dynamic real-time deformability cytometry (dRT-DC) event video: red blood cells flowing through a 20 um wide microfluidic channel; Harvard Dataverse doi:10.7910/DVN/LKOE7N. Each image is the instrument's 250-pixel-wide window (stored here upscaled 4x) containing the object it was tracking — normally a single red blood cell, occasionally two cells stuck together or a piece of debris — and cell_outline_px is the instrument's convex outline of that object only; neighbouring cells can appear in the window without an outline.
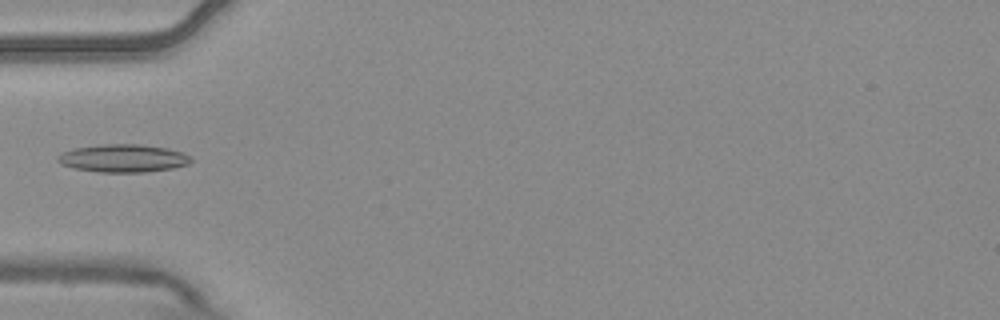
{"species": "common noctule bat (a hibernating species)", "species_latin": "Nyctalus noctula", "temperature_condition": "warm", "stored_images_in_passage": 2, "camera_frame_rate_fps": 3000, "um_per_image_px": 0.085, "animal": {"sex": "male", "body_mass_g": 20.4}, "frame": {"image": 1, "passage_image": 1, "time_ms": 0.0, "image_size_px": [1000, 320], "cell_outline_px": [[192, 160], [188, 164], [172, 168], [144, 172], [100, 172], [72, 168], [60, 164], [56, 160], [56, 156], [72, 148], [100, 144], [140, 144], [168, 148], [184, 152], [192, 156]], "centroid_in_image_um": [10.46, 13.44], "position_along_channel_um": 74.5, "area_um2": 21.91}}
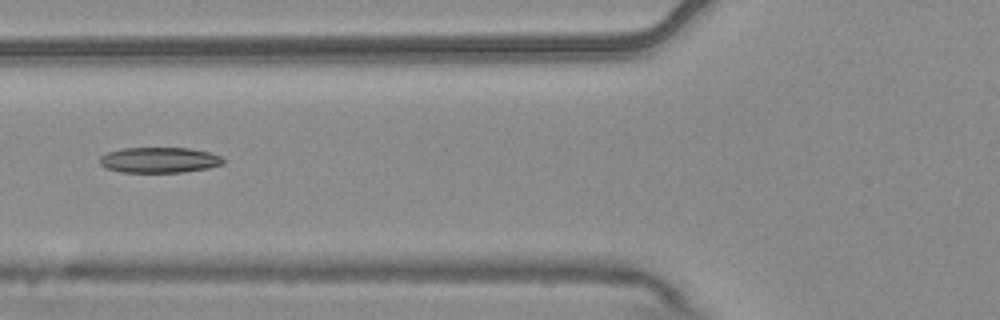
{"frame": {"image": 2, "passage_image": 2, "time_ms": 0.333, "image_size_px": [1000, 320], "cell_outline_px": [[224, 164], [208, 168], [184, 172], [120, 172], [108, 168], [100, 164], [100, 156], [108, 152], [124, 148], [188, 148], [208, 152], [220, 156], [224, 160]], "centroid_in_image_um": [13.55, 13.6], "position_along_channel_um": 112.2, "area_um2": 18.26}}